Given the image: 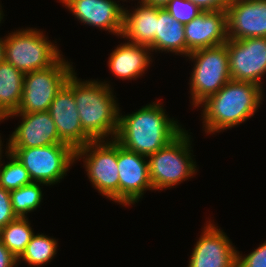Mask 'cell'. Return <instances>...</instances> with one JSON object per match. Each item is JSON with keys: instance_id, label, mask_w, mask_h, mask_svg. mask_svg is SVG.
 Instances as JSON below:
<instances>
[{"instance_id": "1", "label": "cell", "mask_w": 266, "mask_h": 267, "mask_svg": "<svg viewBox=\"0 0 266 267\" xmlns=\"http://www.w3.org/2000/svg\"><path fill=\"white\" fill-rule=\"evenodd\" d=\"M162 106L153 102L132 114H120L114 140L125 149L146 157L162 149L184 130L165 114Z\"/></svg>"}, {"instance_id": "2", "label": "cell", "mask_w": 266, "mask_h": 267, "mask_svg": "<svg viewBox=\"0 0 266 267\" xmlns=\"http://www.w3.org/2000/svg\"><path fill=\"white\" fill-rule=\"evenodd\" d=\"M262 89L251 82L231 79L217 93L206 98L199 104L203 107L201 117L205 133L231 129L254 116L262 104Z\"/></svg>"}, {"instance_id": "3", "label": "cell", "mask_w": 266, "mask_h": 267, "mask_svg": "<svg viewBox=\"0 0 266 267\" xmlns=\"http://www.w3.org/2000/svg\"><path fill=\"white\" fill-rule=\"evenodd\" d=\"M74 86V99L83 130L94 140L115 139L120 109L111 86L96 80L81 81L75 71L67 79ZM107 138V139H106Z\"/></svg>"}, {"instance_id": "4", "label": "cell", "mask_w": 266, "mask_h": 267, "mask_svg": "<svg viewBox=\"0 0 266 267\" xmlns=\"http://www.w3.org/2000/svg\"><path fill=\"white\" fill-rule=\"evenodd\" d=\"M191 137L183 130L174 140L148 156L149 178L153 190H165L196 174L192 159ZM165 188V189H164Z\"/></svg>"}, {"instance_id": "5", "label": "cell", "mask_w": 266, "mask_h": 267, "mask_svg": "<svg viewBox=\"0 0 266 267\" xmlns=\"http://www.w3.org/2000/svg\"><path fill=\"white\" fill-rule=\"evenodd\" d=\"M52 43L36 28L16 30L5 37L4 60L23 74L48 68L62 57Z\"/></svg>"}, {"instance_id": "6", "label": "cell", "mask_w": 266, "mask_h": 267, "mask_svg": "<svg viewBox=\"0 0 266 267\" xmlns=\"http://www.w3.org/2000/svg\"><path fill=\"white\" fill-rule=\"evenodd\" d=\"M188 57L195 64L189 83L192 105L199 107L231 80L229 53L226 44H223L192 51Z\"/></svg>"}, {"instance_id": "7", "label": "cell", "mask_w": 266, "mask_h": 267, "mask_svg": "<svg viewBox=\"0 0 266 267\" xmlns=\"http://www.w3.org/2000/svg\"><path fill=\"white\" fill-rule=\"evenodd\" d=\"M9 151L23 164L32 182L47 186L60 182L76 161V151L67 144L9 148Z\"/></svg>"}, {"instance_id": "8", "label": "cell", "mask_w": 266, "mask_h": 267, "mask_svg": "<svg viewBox=\"0 0 266 267\" xmlns=\"http://www.w3.org/2000/svg\"><path fill=\"white\" fill-rule=\"evenodd\" d=\"M83 157L91 184L102 196L119 203L118 143L97 140L76 150V160Z\"/></svg>"}, {"instance_id": "9", "label": "cell", "mask_w": 266, "mask_h": 267, "mask_svg": "<svg viewBox=\"0 0 266 267\" xmlns=\"http://www.w3.org/2000/svg\"><path fill=\"white\" fill-rule=\"evenodd\" d=\"M63 57L48 68L24 74L21 103L14 113H35L48 111L58 91L73 73Z\"/></svg>"}, {"instance_id": "10", "label": "cell", "mask_w": 266, "mask_h": 267, "mask_svg": "<svg viewBox=\"0 0 266 267\" xmlns=\"http://www.w3.org/2000/svg\"><path fill=\"white\" fill-rule=\"evenodd\" d=\"M225 44L231 79L262 87L261 81L266 74V37L228 39Z\"/></svg>"}, {"instance_id": "11", "label": "cell", "mask_w": 266, "mask_h": 267, "mask_svg": "<svg viewBox=\"0 0 266 267\" xmlns=\"http://www.w3.org/2000/svg\"><path fill=\"white\" fill-rule=\"evenodd\" d=\"M48 112L61 141L75 151L94 141L82 128L74 99V86L68 80L56 94Z\"/></svg>"}, {"instance_id": "12", "label": "cell", "mask_w": 266, "mask_h": 267, "mask_svg": "<svg viewBox=\"0 0 266 267\" xmlns=\"http://www.w3.org/2000/svg\"><path fill=\"white\" fill-rule=\"evenodd\" d=\"M117 166L119 204L123 206L135 204L143 197L145 190H153L146 156L127 150L118 144Z\"/></svg>"}, {"instance_id": "13", "label": "cell", "mask_w": 266, "mask_h": 267, "mask_svg": "<svg viewBox=\"0 0 266 267\" xmlns=\"http://www.w3.org/2000/svg\"><path fill=\"white\" fill-rule=\"evenodd\" d=\"M188 267H236L237 250L226 233L210 221L204 226Z\"/></svg>"}, {"instance_id": "14", "label": "cell", "mask_w": 266, "mask_h": 267, "mask_svg": "<svg viewBox=\"0 0 266 267\" xmlns=\"http://www.w3.org/2000/svg\"><path fill=\"white\" fill-rule=\"evenodd\" d=\"M226 13L228 39L266 37V0H231Z\"/></svg>"}, {"instance_id": "15", "label": "cell", "mask_w": 266, "mask_h": 267, "mask_svg": "<svg viewBox=\"0 0 266 267\" xmlns=\"http://www.w3.org/2000/svg\"><path fill=\"white\" fill-rule=\"evenodd\" d=\"M20 116L22 122L13 131L9 148H31L52 144H65L59 138L56 125L48 111L35 113H11L7 118Z\"/></svg>"}, {"instance_id": "16", "label": "cell", "mask_w": 266, "mask_h": 267, "mask_svg": "<svg viewBox=\"0 0 266 267\" xmlns=\"http://www.w3.org/2000/svg\"><path fill=\"white\" fill-rule=\"evenodd\" d=\"M85 25L99 27L120 36L124 27V7L113 0H59Z\"/></svg>"}, {"instance_id": "17", "label": "cell", "mask_w": 266, "mask_h": 267, "mask_svg": "<svg viewBox=\"0 0 266 267\" xmlns=\"http://www.w3.org/2000/svg\"><path fill=\"white\" fill-rule=\"evenodd\" d=\"M187 56L190 52L223 45L228 40L226 10L203 11L184 24Z\"/></svg>"}, {"instance_id": "18", "label": "cell", "mask_w": 266, "mask_h": 267, "mask_svg": "<svg viewBox=\"0 0 266 267\" xmlns=\"http://www.w3.org/2000/svg\"><path fill=\"white\" fill-rule=\"evenodd\" d=\"M148 46L127 42L118 45L110 54L108 66L114 76L122 80L137 79L148 69L152 60Z\"/></svg>"}, {"instance_id": "19", "label": "cell", "mask_w": 266, "mask_h": 267, "mask_svg": "<svg viewBox=\"0 0 266 267\" xmlns=\"http://www.w3.org/2000/svg\"><path fill=\"white\" fill-rule=\"evenodd\" d=\"M138 3L140 6L132 12L124 8V27L121 38L150 47L156 35L158 6L143 1Z\"/></svg>"}, {"instance_id": "20", "label": "cell", "mask_w": 266, "mask_h": 267, "mask_svg": "<svg viewBox=\"0 0 266 267\" xmlns=\"http://www.w3.org/2000/svg\"><path fill=\"white\" fill-rule=\"evenodd\" d=\"M152 52L167 51L187 57L184 24L172 17L164 8L157 7V26Z\"/></svg>"}, {"instance_id": "21", "label": "cell", "mask_w": 266, "mask_h": 267, "mask_svg": "<svg viewBox=\"0 0 266 267\" xmlns=\"http://www.w3.org/2000/svg\"><path fill=\"white\" fill-rule=\"evenodd\" d=\"M24 84V74L12 64L0 62V117L6 118L17 111Z\"/></svg>"}, {"instance_id": "22", "label": "cell", "mask_w": 266, "mask_h": 267, "mask_svg": "<svg viewBox=\"0 0 266 267\" xmlns=\"http://www.w3.org/2000/svg\"><path fill=\"white\" fill-rule=\"evenodd\" d=\"M33 234L34 231L29 224L28 218L18 217L0 230V240L18 259L24 252Z\"/></svg>"}, {"instance_id": "23", "label": "cell", "mask_w": 266, "mask_h": 267, "mask_svg": "<svg viewBox=\"0 0 266 267\" xmlns=\"http://www.w3.org/2000/svg\"><path fill=\"white\" fill-rule=\"evenodd\" d=\"M57 240L44 234H33L30 242L25 247L24 252L18 258L25 261L29 266H42L56 255Z\"/></svg>"}, {"instance_id": "24", "label": "cell", "mask_w": 266, "mask_h": 267, "mask_svg": "<svg viewBox=\"0 0 266 267\" xmlns=\"http://www.w3.org/2000/svg\"><path fill=\"white\" fill-rule=\"evenodd\" d=\"M40 182H32L10 191V200L17 217L27 218L28 212L36 210L43 200Z\"/></svg>"}, {"instance_id": "25", "label": "cell", "mask_w": 266, "mask_h": 267, "mask_svg": "<svg viewBox=\"0 0 266 267\" xmlns=\"http://www.w3.org/2000/svg\"><path fill=\"white\" fill-rule=\"evenodd\" d=\"M6 149L5 154L9 157V162L7 164L0 163V186L5 190L12 191L32 183L23 164L9 151V147L6 146Z\"/></svg>"}, {"instance_id": "26", "label": "cell", "mask_w": 266, "mask_h": 267, "mask_svg": "<svg viewBox=\"0 0 266 267\" xmlns=\"http://www.w3.org/2000/svg\"><path fill=\"white\" fill-rule=\"evenodd\" d=\"M164 8L172 15L173 18L182 24L189 23L203 12L198 6L190 0H171Z\"/></svg>"}, {"instance_id": "27", "label": "cell", "mask_w": 266, "mask_h": 267, "mask_svg": "<svg viewBox=\"0 0 266 267\" xmlns=\"http://www.w3.org/2000/svg\"><path fill=\"white\" fill-rule=\"evenodd\" d=\"M236 267H266V241L247 256L237 251Z\"/></svg>"}, {"instance_id": "28", "label": "cell", "mask_w": 266, "mask_h": 267, "mask_svg": "<svg viewBox=\"0 0 266 267\" xmlns=\"http://www.w3.org/2000/svg\"><path fill=\"white\" fill-rule=\"evenodd\" d=\"M17 218L11 204L10 191L0 186V230Z\"/></svg>"}, {"instance_id": "29", "label": "cell", "mask_w": 266, "mask_h": 267, "mask_svg": "<svg viewBox=\"0 0 266 267\" xmlns=\"http://www.w3.org/2000/svg\"><path fill=\"white\" fill-rule=\"evenodd\" d=\"M203 11L226 10L231 0H190Z\"/></svg>"}, {"instance_id": "30", "label": "cell", "mask_w": 266, "mask_h": 267, "mask_svg": "<svg viewBox=\"0 0 266 267\" xmlns=\"http://www.w3.org/2000/svg\"><path fill=\"white\" fill-rule=\"evenodd\" d=\"M18 259L7 249L0 240V267H15Z\"/></svg>"}, {"instance_id": "31", "label": "cell", "mask_w": 266, "mask_h": 267, "mask_svg": "<svg viewBox=\"0 0 266 267\" xmlns=\"http://www.w3.org/2000/svg\"><path fill=\"white\" fill-rule=\"evenodd\" d=\"M171 0H143V2L148 3L150 5H155L158 7H164Z\"/></svg>"}, {"instance_id": "32", "label": "cell", "mask_w": 266, "mask_h": 267, "mask_svg": "<svg viewBox=\"0 0 266 267\" xmlns=\"http://www.w3.org/2000/svg\"><path fill=\"white\" fill-rule=\"evenodd\" d=\"M4 46H5V37L0 38V62L4 60Z\"/></svg>"}, {"instance_id": "33", "label": "cell", "mask_w": 266, "mask_h": 267, "mask_svg": "<svg viewBox=\"0 0 266 267\" xmlns=\"http://www.w3.org/2000/svg\"><path fill=\"white\" fill-rule=\"evenodd\" d=\"M5 119H6V118H4V117H0V122H1L2 120H5ZM1 146H3V144H2L1 135H0V163L2 162L1 159H2V152H3Z\"/></svg>"}, {"instance_id": "34", "label": "cell", "mask_w": 266, "mask_h": 267, "mask_svg": "<svg viewBox=\"0 0 266 267\" xmlns=\"http://www.w3.org/2000/svg\"><path fill=\"white\" fill-rule=\"evenodd\" d=\"M1 7H2V6L0 5V23H1V21H2V19H3V16H4V15H3V11L1 10Z\"/></svg>"}]
</instances>
